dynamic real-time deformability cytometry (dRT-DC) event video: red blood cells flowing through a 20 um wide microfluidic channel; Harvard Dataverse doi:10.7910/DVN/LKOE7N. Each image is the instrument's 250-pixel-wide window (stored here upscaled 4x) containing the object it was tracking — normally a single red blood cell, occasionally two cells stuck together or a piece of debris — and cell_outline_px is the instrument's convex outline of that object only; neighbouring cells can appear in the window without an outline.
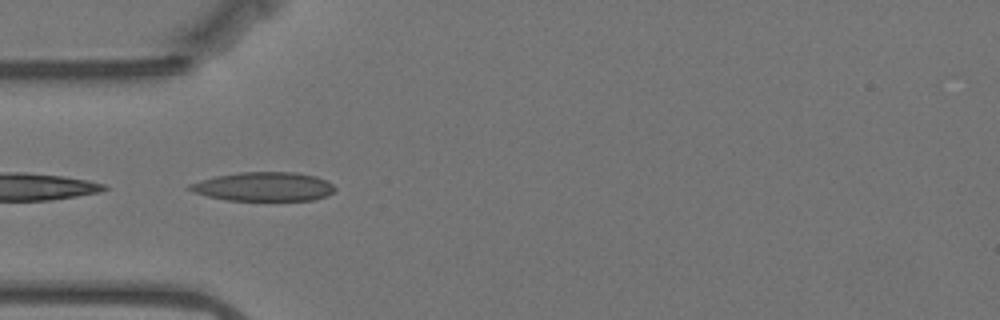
{"species": "Egyptian fruit bat (a non-hibernating species)", "species_latin": "Rousettus aegyptiacus", "temperature_condition": "warm", "stored_images_in_passage": 17, "camera_frame_rate_fps": 3000, "um_per_image_px": 0.085, "animal": {"sex": "female"}, "frame": {"image": 1, "passage_image": 1, "time_ms": 0.0, "image_size_px": [1000, 320], "cell_outline_px": [[336, 188], [332, 192], [316, 200], [228, 200], [208, 196], [192, 192], [188, 188], [188, 184], [200, 180], [216, 176], [240, 172], [296, 172], [316, 176], [332, 184]], "centroid_in_image_um": [22.4, 15.86], "position_along_channel_um": 62.6, "area_um2": 24.39}}
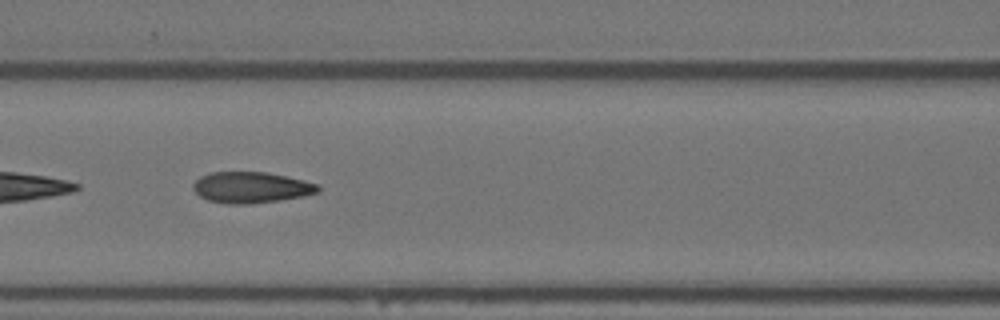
{"frame": {"image": 2, "passage_image": 8, "time_ms": 2.333, "image_size_px": [1000, 320], "cell_outline_px": [[320, 192], [304, 196], [280, 200], [248, 204], [228, 204], [208, 200], [200, 196], [192, 188], [192, 184], [200, 176], [212, 172], [268, 172], [304, 180], [316, 184], [320, 188]], "centroid_in_image_um": [21.34, 15.93], "position_along_channel_um": 145.3, "area_um2": 22.66}}